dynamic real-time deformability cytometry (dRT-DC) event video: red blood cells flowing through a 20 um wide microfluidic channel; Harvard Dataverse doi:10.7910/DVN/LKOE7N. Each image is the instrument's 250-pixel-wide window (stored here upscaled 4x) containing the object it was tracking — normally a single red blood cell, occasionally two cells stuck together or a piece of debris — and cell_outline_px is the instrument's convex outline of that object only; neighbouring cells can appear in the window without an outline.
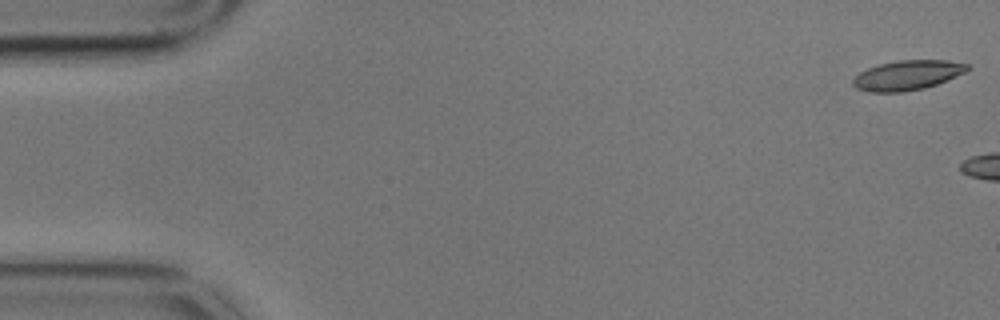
{"species": "common noctule bat (a hibernating species)", "species_latin": "Nyctalus noctula", "temperature_condition": "cold", "stored_images_in_passage": 2, "camera_frame_rate_fps": 3000, "um_per_image_px": 0.085, "animal": {"sex": "male", "body_mass_g": 17.9}, "frame": {"image": 1, "passage_image": 1, "time_ms": 0.0, "image_size_px": [1000, 320], "cell_outline_px": [[972, 68], [956, 76], [936, 84], [924, 88], [904, 92], [868, 92], [856, 88], [852, 84], [852, 80], [860, 72], [868, 68], [880, 64], [900, 60], [948, 60], [968, 64]], "centroid_in_image_um": [77.13, 6.39], "position_along_channel_um": 7.9, "area_um2": 19.77}}